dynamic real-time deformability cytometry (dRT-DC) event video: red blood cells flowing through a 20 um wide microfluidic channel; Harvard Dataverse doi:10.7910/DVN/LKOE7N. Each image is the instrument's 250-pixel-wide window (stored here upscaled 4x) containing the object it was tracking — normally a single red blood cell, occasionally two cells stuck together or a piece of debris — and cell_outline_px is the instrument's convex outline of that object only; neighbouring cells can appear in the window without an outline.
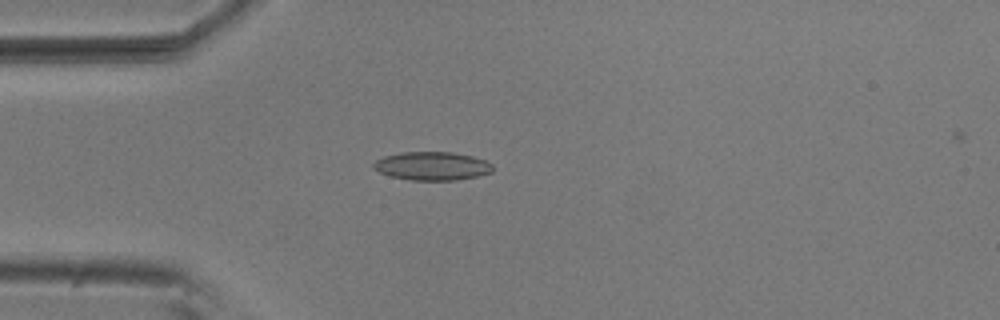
{"species": "common noctule bat (a hibernating species)", "species_latin": "Nyctalus noctula", "temperature_condition": "room temperature", "stored_images_in_passage": 6, "camera_frame_rate_fps": 3000, "um_per_image_px": 0.085, "animal": {"sex": "male", "body_mass_g": 20.5, "forearm_length_mm": 52.5}, "frame": {"image": 1, "passage_image": 5, "time_ms": 1.333, "image_size_px": [1000, 320], "cell_outline_px": [[492, 172], [476, 176], [456, 180], [412, 180], [392, 176], [380, 172], [372, 168], [372, 164], [376, 160], [384, 156], [400, 152], [452, 152], [472, 156], [484, 160], [492, 164]], "centroid_in_image_um": [36.71, 14.1], "position_along_channel_um": 48.3, "area_um2": 19.65}}